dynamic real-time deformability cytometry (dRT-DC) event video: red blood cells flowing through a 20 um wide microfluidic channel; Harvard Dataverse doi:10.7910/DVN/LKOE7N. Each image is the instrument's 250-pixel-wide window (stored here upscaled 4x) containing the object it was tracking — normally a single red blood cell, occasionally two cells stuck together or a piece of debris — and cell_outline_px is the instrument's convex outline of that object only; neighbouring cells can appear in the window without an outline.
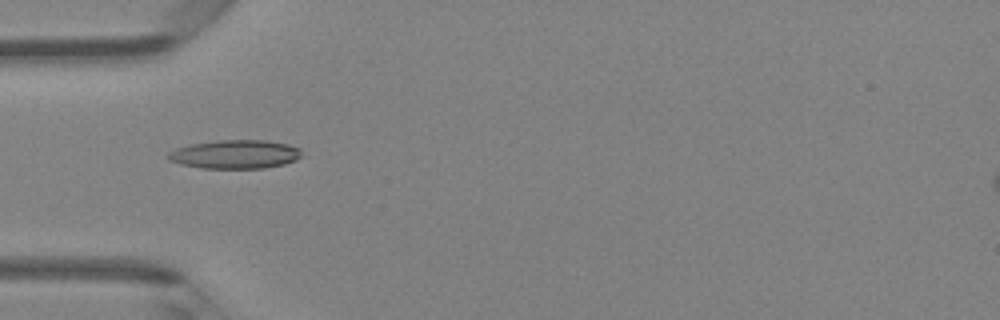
{"species": "Egyptian fruit bat (a non-hibernating species)", "species_latin": "Rousettus aegyptiacus", "temperature_condition": "room temperature", "stored_images_in_passage": 5, "camera_frame_rate_fps": 3000, "um_per_image_px": 0.085, "animal": {"sex": "female"}, "frame": {"image": 1, "passage_image": 5, "time_ms": 4.333, "image_size_px": [1000, 320], "cell_outline_px": [[304, 156], [296, 160], [284, 164], [264, 168], [204, 168], [180, 164], [168, 160], [164, 156], [168, 152], [176, 148], [188, 144], [220, 140], [264, 140], [288, 144], [300, 148]], "centroid_in_image_um": [19.98, 13.11], "position_along_channel_um": 65.0, "area_um2": 22.6}}